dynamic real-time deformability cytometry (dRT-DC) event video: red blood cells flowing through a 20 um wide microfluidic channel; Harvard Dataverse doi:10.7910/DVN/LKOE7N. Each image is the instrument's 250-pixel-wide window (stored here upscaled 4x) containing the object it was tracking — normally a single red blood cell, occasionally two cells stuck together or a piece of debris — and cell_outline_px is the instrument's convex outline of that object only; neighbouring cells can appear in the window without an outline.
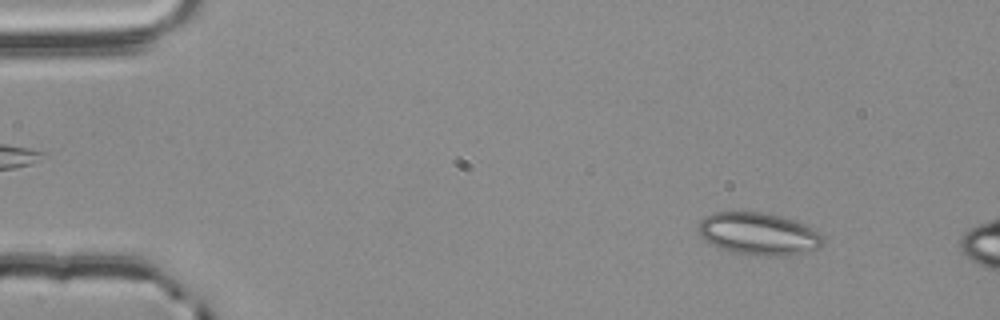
{"species": "common noctule bat (a hibernating species)", "species_latin": "Nyctalus noctula", "temperature_condition": "room temperature", "stored_images_in_passage": 57, "camera_frame_rate_fps": 3000, "um_per_image_px": 0.085, "animal": {"sex": "male", "body_mass_g": 20.4}, "frame": {"image": 1, "passage_image": 7, "time_ms": 2.0, "image_size_px": [1000, 320], "cell_outline_px": [[824, 244], [820, 248], [788, 256], [764, 256], [732, 252], [720, 248], [704, 240], [700, 232], [700, 220], [704, 216], [716, 212], [760, 212], [780, 216], [804, 224], [820, 232], [824, 236]], "centroid_in_image_um": [64.53, 19.89], "position_along_channel_um": 20.5, "area_um2": 30.75}}
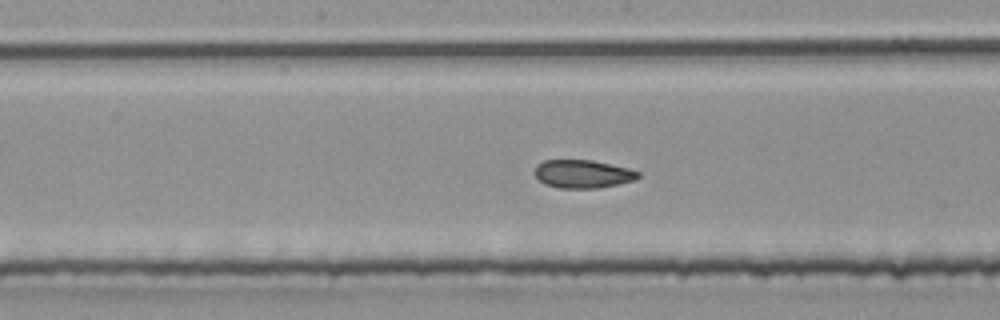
{"frame": {"image": 2, "passage_image": 29, "time_ms": 9.333, "image_size_px": [1000, 320], "cell_outline_px": [[640, 176], [636, 180], [596, 188], [560, 188], [544, 184], [536, 176], [536, 164], [544, 160], [592, 160], [628, 168], [640, 172]], "centroid_in_image_um": [49.54, 14.78], "position_along_channel_um": 198.7, "area_um2": 16.88}}
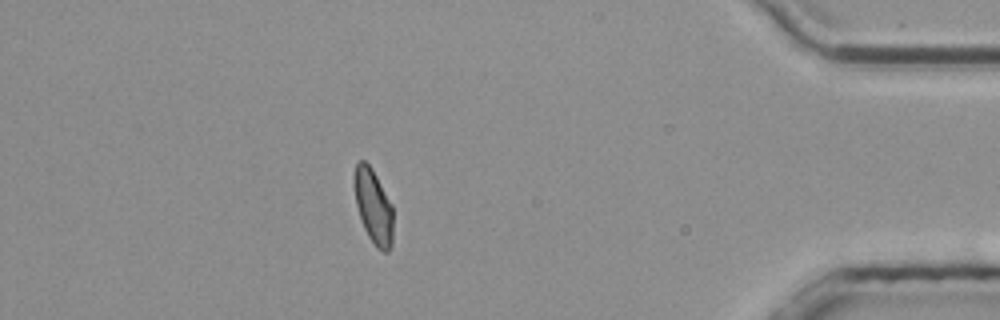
{"frame": {"image": 3, "passage_image": 49, "time_ms": 16.0, "image_size_px": [1000, 320], "cell_outline_px": [[392, 244], [388, 252], [384, 252], [376, 248], [368, 236], [364, 228], [356, 204], [352, 180], [356, 164], [360, 160], [364, 160], [372, 168], [392, 204]], "centroid_in_image_um": [31.72, 17.53], "position_along_channel_um": 403.5, "area_um2": 16.99}, "authors_computed_cell_mechanics": {"area_um2": 17.7446, "velocity_mm_per_s": 3.7713, "shape_relaxation_time_tau1_ms": null, "shape_relaxation_time_tau2_ms": 2.5125, "deformation_change_tau1": null, "deformation_change_tau2": 0.0599}}